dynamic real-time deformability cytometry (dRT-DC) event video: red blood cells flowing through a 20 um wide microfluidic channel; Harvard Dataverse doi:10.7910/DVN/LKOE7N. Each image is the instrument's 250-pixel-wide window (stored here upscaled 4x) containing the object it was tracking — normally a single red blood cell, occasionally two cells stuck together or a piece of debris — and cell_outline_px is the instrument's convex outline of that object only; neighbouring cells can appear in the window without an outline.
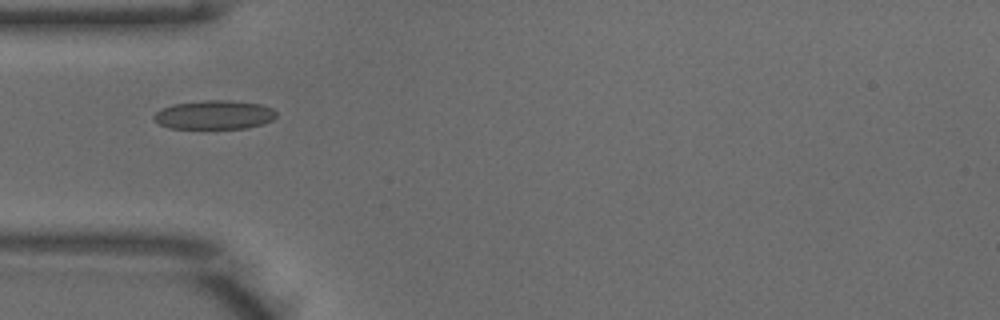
{"species": "common noctule bat (a hibernating species)", "species_latin": "Nyctalus noctula", "temperature_condition": "warm", "stored_images_in_passage": 36, "camera_frame_rate_fps": 3000, "um_per_image_px": 0.085, "animal": {"sex": "male", "body_mass_g": 18.8}, "frame": {"image": 1, "passage_image": 1, "time_ms": 0.0, "image_size_px": [1000, 320], "cell_outline_px": [[276, 116], [272, 120], [264, 124], [248, 128], [168, 128], [160, 124], [152, 116], [160, 108], [172, 104], [204, 100], [232, 100], [260, 104], [272, 108], [276, 112]], "centroid_in_image_um": [18.22, 9.75], "position_along_channel_um": 66.8, "area_um2": 20.75}}
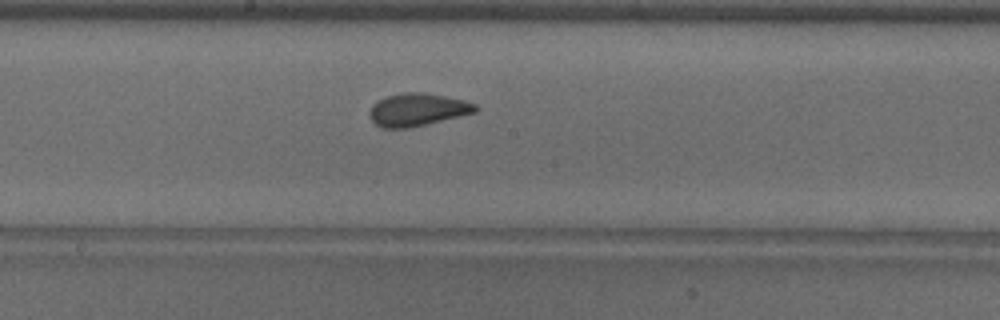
{"frame": {"image": 2, "passage_image": 12, "time_ms": 3.667, "image_size_px": [1000, 320], "cell_outline_px": [[480, 108], [476, 112], [460, 116], [408, 128], [384, 128], [376, 124], [368, 116], [368, 112], [372, 104], [388, 96], [404, 92], [424, 92], [464, 100], [476, 104]], "centroid_in_image_um": [35.49, 9.32], "position_along_channel_um": 212.7, "area_um2": 20.11}}
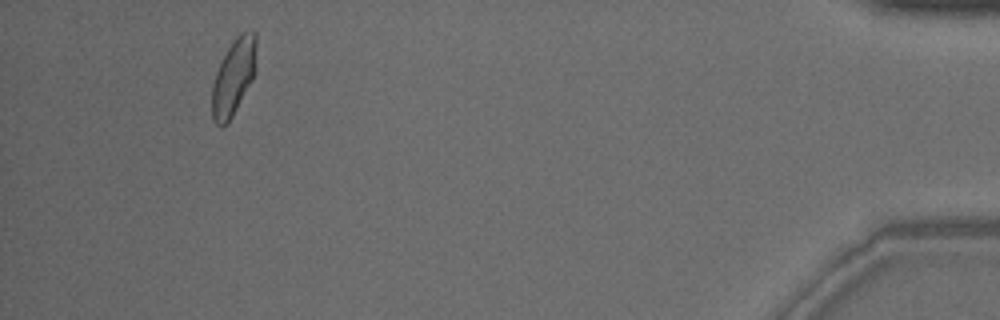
{"frame": {"image": 3, "passage_image": 33, "time_ms": 10.667, "image_size_px": [1000, 320], "cell_outline_px": [[256, 48], [252, 80], [228, 124], [220, 128], [212, 120], [212, 84], [220, 60], [236, 36], [240, 32], [256, 32]], "centroid_in_image_um": [19.82, 6.58], "position_along_channel_um": 415.4, "area_um2": 19.59}, "authors_computed_cell_mechanics": {"area_um2": 19.6231, "velocity_mm_per_s": 3.9433, "shape_relaxation_time_tau1_ms": 5.4883, "shape_relaxation_time_tau2_ms": 0.8758, "deformation_change_tau1": 0.1389, "deformation_change_tau2": 0.0548}}